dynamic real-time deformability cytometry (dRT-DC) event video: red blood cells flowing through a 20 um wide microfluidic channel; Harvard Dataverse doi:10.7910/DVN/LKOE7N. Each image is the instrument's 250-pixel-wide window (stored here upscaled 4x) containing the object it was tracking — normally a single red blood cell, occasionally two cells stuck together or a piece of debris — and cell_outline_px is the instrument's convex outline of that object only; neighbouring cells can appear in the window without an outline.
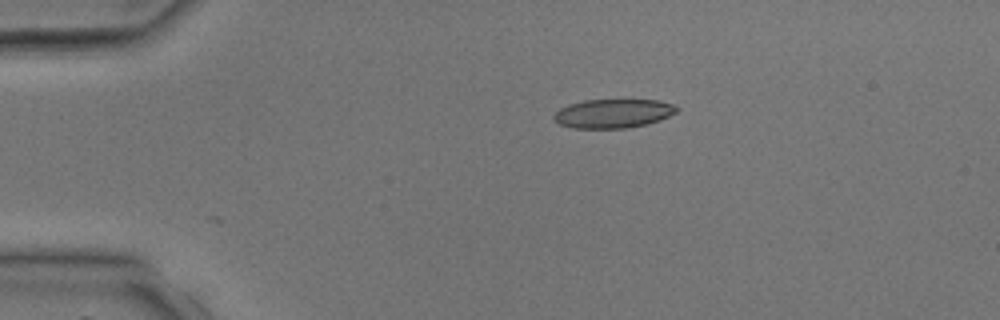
{"species": "common noctule bat (a hibernating species)", "species_latin": "Nyctalus noctula", "temperature_condition": "room temperature", "stored_images_in_passage": 2, "camera_frame_rate_fps": 3000, "um_per_image_px": 0.085, "animal": {"sex": "male", "body_mass_g": 17.9, "forearm_length_mm": 54.2}, "frame": {"image": 1, "passage_image": 1, "time_ms": 0.0, "image_size_px": [1000, 320], "cell_outline_px": [[680, 108], [676, 112], [660, 120], [628, 128], [572, 128], [560, 124], [552, 120], [552, 116], [560, 108], [568, 104], [584, 100], [660, 100], [672, 104]], "centroid_in_image_um": [52.09, 9.64], "position_along_channel_um": 32.9, "area_um2": 20.75}}